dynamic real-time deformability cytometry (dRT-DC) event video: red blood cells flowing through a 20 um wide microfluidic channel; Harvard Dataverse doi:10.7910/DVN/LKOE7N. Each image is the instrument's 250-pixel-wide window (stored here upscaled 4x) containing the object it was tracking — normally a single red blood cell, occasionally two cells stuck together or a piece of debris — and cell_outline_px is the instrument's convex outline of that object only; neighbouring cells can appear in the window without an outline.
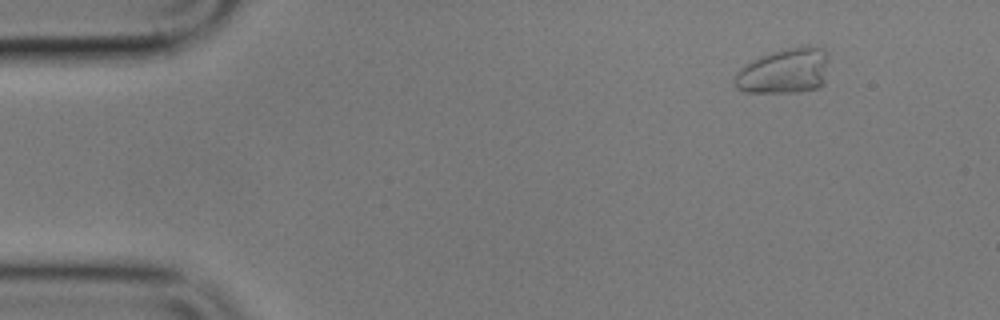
{"species": "common noctule bat (a hibernating species)", "species_latin": "Nyctalus noctula", "temperature_condition": "cold", "stored_images_in_passage": 2, "camera_frame_rate_fps": 3000, "um_per_image_px": 0.085, "animal": {"sex": "male", "body_mass_g": 17.9}, "frame": {"image": 1, "passage_image": 2, "time_ms": 1.333, "image_size_px": [1000, 320], "cell_outline_px": [[828, 56], [824, 84], [816, 88], [800, 92], [744, 92], [736, 88], [736, 76], [740, 68], [744, 64], [760, 56], [772, 52], [788, 48], [812, 44], [816, 44], [824, 48]], "centroid_in_image_um": [66.71, 6.01], "position_along_channel_um": 18.3, "area_um2": 25.03}}